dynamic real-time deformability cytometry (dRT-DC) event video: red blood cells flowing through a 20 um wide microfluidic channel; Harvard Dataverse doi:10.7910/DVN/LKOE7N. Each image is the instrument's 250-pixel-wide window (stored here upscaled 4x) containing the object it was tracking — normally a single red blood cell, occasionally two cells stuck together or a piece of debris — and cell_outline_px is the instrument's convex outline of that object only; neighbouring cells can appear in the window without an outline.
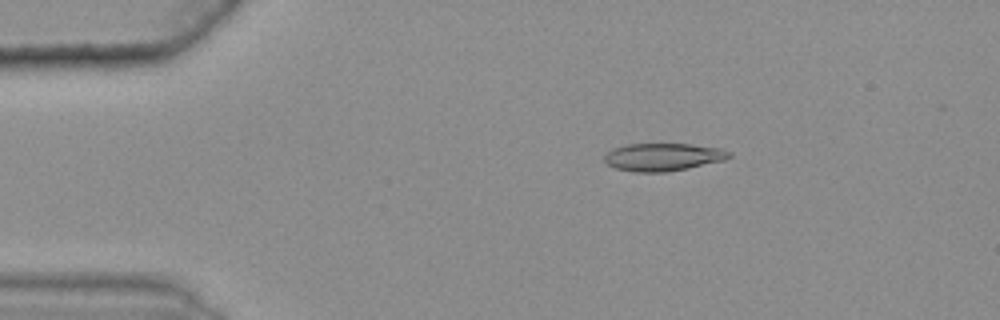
{"species": "common noctule bat (a hibernating species)", "species_latin": "Nyctalus noctula", "temperature_condition": "warm", "stored_images_in_passage": 44, "camera_frame_rate_fps": 3000, "um_per_image_px": 0.085, "animal": {"sex": "female", "body_mass_g": 25.1}, "frame": {"image": 1, "passage_image": 5, "time_ms": 1.333, "image_size_px": [1000, 320], "cell_outline_px": [[732, 156], [724, 160], [688, 168], [668, 172], [636, 172], [616, 168], [608, 164], [604, 160], [604, 152], [612, 148], [624, 144], [692, 144], [720, 148], [732, 152]], "centroid_in_image_um": [56.34, 13.34], "position_along_channel_um": 28.7, "area_um2": 20.35}}
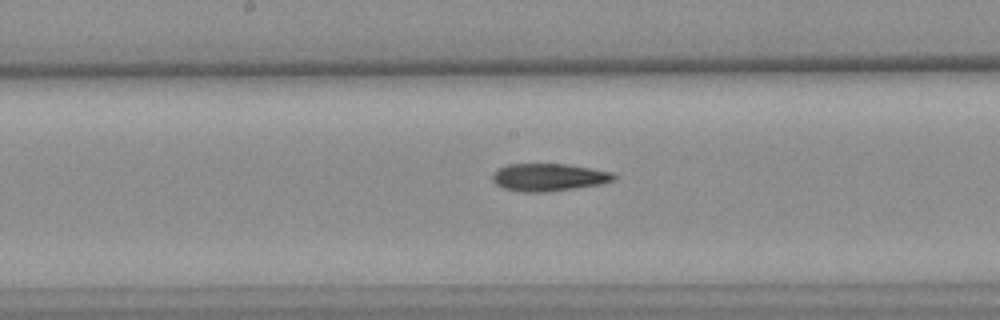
{"frame": {"image": 2, "passage_image": 24, "time_ms": 7.667, "image_size_px": [1000, 320], "cell_outline_px": [[616, 176], [612, 180], [600, 184], [544, 192], [520, 192], [504, 188], [496, 184], [492, 180], [492, 176], [500, 168], [508, 164], [568, 164], [592, 168], [612, 172]], "centroid_in_image_um": [46.63, 15.06], "position_along_channel_um": 201.6, "area_um2": 19.25}}
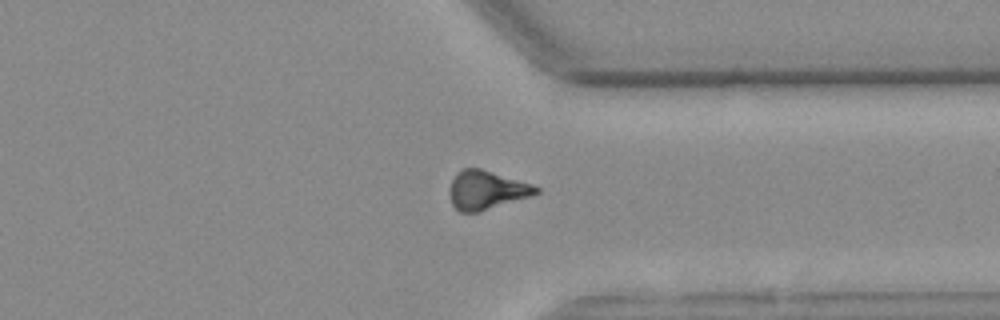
{"frame": {"image": 3, "passage_image": 38, "time_ms": 12.333, "image_size_px": [1000, 320], "cell_outline_px": [[540, 192], [532, 196], [476, 212], [460, 212], [452, 204], [448, 192], [452, 180], [456, 172], [464, 168], [480, 168], [532, 184], [540, 188]], "centroid_in_image_um": [41.34, 16.14], "position_along_channel_um": 370.1, "area_um2": 19.42}, "authors_computed_cell_mechanics": {"area_um2": 19.7676, "velocity_mm_per_s": 3.6378, "shape_relaxation_time_tau1_ms": 11.1695, "shape_relaxation_time_tau2_ms": 8.2496, "deformation_change_tau1": 0.2431, "deformation_change_tau2": 0.2124}}